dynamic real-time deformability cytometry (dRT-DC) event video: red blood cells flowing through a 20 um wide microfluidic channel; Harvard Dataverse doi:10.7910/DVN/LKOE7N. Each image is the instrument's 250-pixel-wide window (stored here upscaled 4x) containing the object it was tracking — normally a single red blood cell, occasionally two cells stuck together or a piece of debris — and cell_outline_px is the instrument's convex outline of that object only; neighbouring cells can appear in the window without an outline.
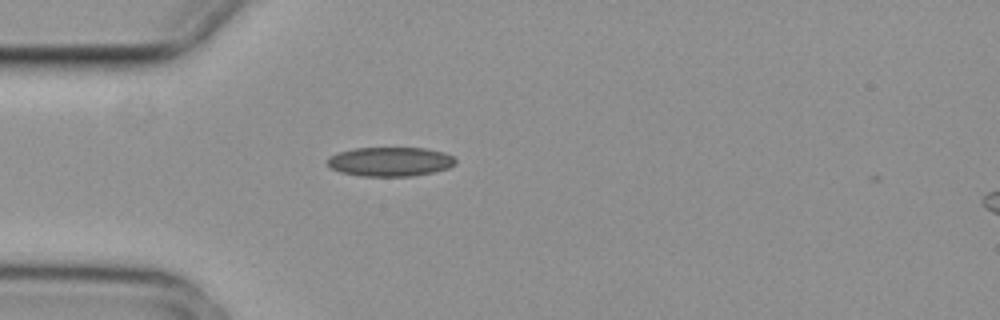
{"species": "common noctule bat (a hibernating species)", "species_latin": "Nyctalus noctula", "temperature_condition": "cold", "stored_images_in_passage": 3, "camera_frame_rate_fps": 3000, "um_per_image_px": 0.085, "animal": {"sex": "female", "body_mass_g": 29.2, "forearm_length_mm": 56.3}, "frame": {"image": 1, "passage_image": 3, "time_ms": 0.667, "image_size_px": [1000, 320], "cell_outline_px": [[456, 164], [448, 168], [432, 172], [412, 176], [360, 176], [340, 172], [332, 168], [328, 164], [328, 156], [352, 148], [428, 148], [444, 152], [452, 156], [456, 160]], "centroid_in_image_um": [33.18, 13.73], "position_along_channel_um": 51.8, "area_um2": 21.85}}